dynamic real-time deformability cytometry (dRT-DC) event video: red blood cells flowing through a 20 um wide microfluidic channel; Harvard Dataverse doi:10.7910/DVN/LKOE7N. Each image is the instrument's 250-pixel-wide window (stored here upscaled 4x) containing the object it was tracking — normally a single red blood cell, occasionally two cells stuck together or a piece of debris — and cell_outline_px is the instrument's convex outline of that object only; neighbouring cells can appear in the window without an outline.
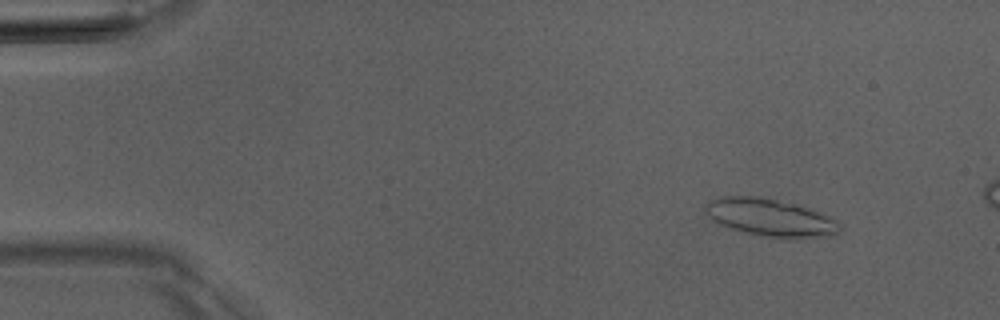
{"species": "Egyptian fruit bat (a non-hibernating species)", "species_latin": "Rousettus aegyptiacus", "temperature_condition": "room temperature", "stored_images_in_passage": 4, "camera_frame_rate_fps": 3000, "um_per_image_px": 0.085, "animal": {"sex": "male"}, "frame": {"image": 1, "passage_image": 2, "time_ms": 1.0, "image_size_px": [1000, 320], "cell_outline_px": [[840, 232], [832, 236], [800, 240], [780, 240], [744, 232], [728, 228], [712, 220], [704, 212], [704, 204], [720, 196], [776, 196], [824, 212], [836, 220], [840, 224]], "centroid_in_image_um": [65.56, 18.5], "position_along_channel_um": 19.4, "area_um2": 31.27}}